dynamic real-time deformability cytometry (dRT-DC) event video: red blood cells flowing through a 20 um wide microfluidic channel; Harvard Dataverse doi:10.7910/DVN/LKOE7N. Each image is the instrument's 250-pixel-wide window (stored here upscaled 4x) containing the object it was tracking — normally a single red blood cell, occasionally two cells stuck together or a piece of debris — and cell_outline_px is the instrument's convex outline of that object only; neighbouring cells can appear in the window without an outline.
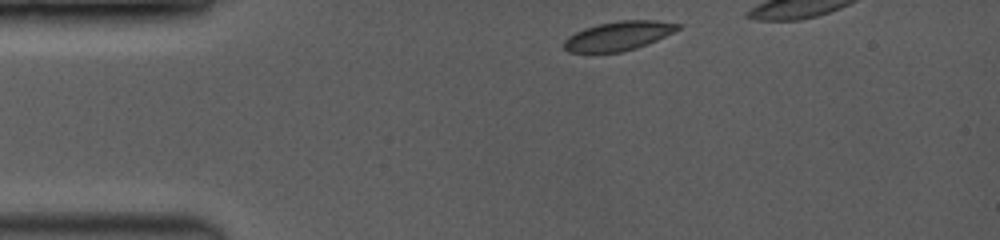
{"species": "common noctule bat (a hibernating species)", "species_latin": "Nyctalus noctula", "temperature_condition": "room temperature", "stored_images_in_passage": 12, "camera_frame_rate_fps": 3500, "um_per_image_px": 0.085, "animal": {"sex": "female", "body_mass_g": 19.0, "forearm_length_mm": 53.3}, "frame": {"image": 1, "passage_image": 1, "time_ms": 0.0, "image_size_px": [1000, 240], "cell_outline_px": [[680, 28], [648, 44], [624, 52], [568, 52], [564, 48], [564, 40], [568, 36], [576, 32], [600, 24], [620, 20], [652, 20], [680, 24]], "centroid_in_image_um": [52.56, 3.06], "position_along_channel_um": 32.4, "area_um2": 18.96}}